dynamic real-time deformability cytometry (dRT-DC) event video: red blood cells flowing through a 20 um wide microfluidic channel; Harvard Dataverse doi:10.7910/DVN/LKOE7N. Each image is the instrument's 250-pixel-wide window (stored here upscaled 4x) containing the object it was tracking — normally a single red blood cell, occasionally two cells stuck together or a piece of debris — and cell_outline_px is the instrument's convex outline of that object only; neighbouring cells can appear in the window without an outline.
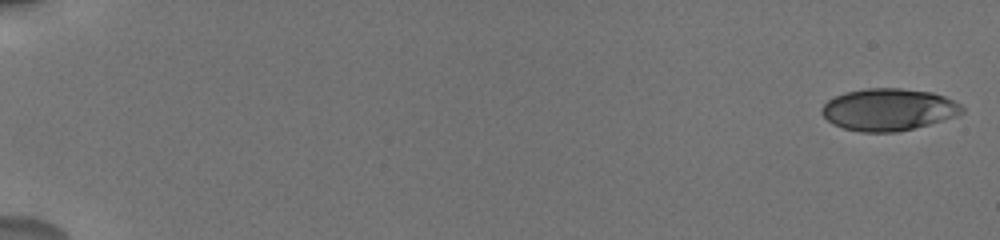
{"species": "human", "species_latin": "Homo sapiens", "temperature_condition": "cold", "stored_images_in_passage": 14, "camera_frame_rate_fps": 3000, "um_per_image_px": 0.085, "donor": {"sex": "male"}, "frame": {"image": 1, "passage_image": 1, "time_ms": 0.0, "image_size_px": [1000, 240], "cell_outline_px": [[964, 112], [956, 116], [928, 124], [896, 132], [860, 132], [844, 128], [832, 124], [820, 112], [820, 108], [828, 100], [844, 92], [864, 88], [900, 88], [932, 92], [944, 96], [960, 104], [964, 108]], "centroid_in_image_um": [75.5, 9.3], "position_along_channel_um": 9.5, "area_um2": 34.39}}
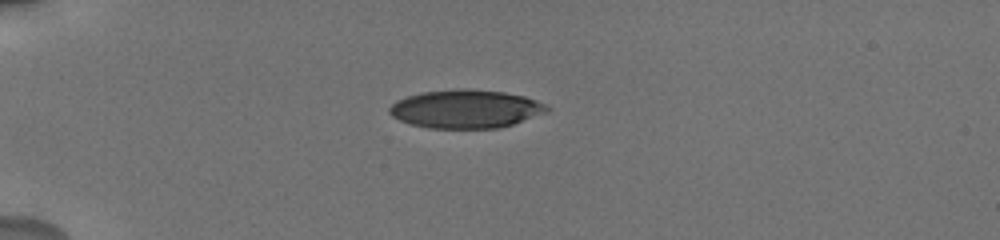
{"frame": {"image": 2, "passage_image": 10, "time_ms": 5.0, "image_size_px": [1000, 240], "cell_outline_px": [[552, 108], [548, 112], [512, 124], [496, 128], [428, 128], [412, 124], [400, 120], [392, 116], [388, 112], [388, 108], [396, 100], [408, 96], [424, 92], [460, 88], [464, 88], [504, 92], [524, 96], [536, 100]], "centroid_in_image_um": [39.59, 9.26], "position_along_channel_um": 45.4, "area_um2": 35.14}}
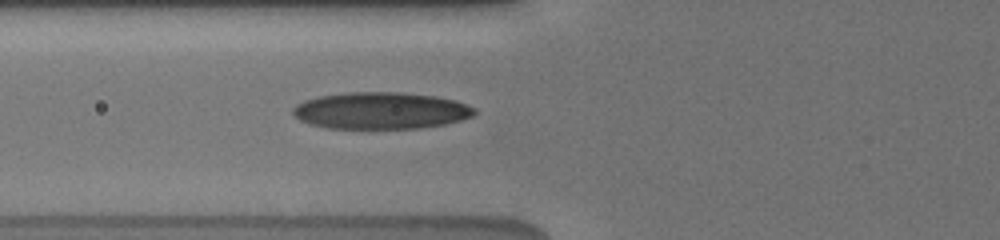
{"frame": {"image": 3, "passage_image": 14, "time_ms": 7.333, "image_size_px": [1000, 240], "cell_outline_px": [[476, 112], [472, 116], [460, 120], [444, 124], [420, 128], [328, 128], [308, 124], [300, 120], [292, 112], [292, 108], [296, 104], [304, 100], [320, 96], [348, 92], [400, 92], [436, 96], [456, 100], [468, 104], [476, 108]], "centroid_in_image_um": [32.38, 9.4], "position_along_channel_um": 93.4, "area_um2": 39.07}}